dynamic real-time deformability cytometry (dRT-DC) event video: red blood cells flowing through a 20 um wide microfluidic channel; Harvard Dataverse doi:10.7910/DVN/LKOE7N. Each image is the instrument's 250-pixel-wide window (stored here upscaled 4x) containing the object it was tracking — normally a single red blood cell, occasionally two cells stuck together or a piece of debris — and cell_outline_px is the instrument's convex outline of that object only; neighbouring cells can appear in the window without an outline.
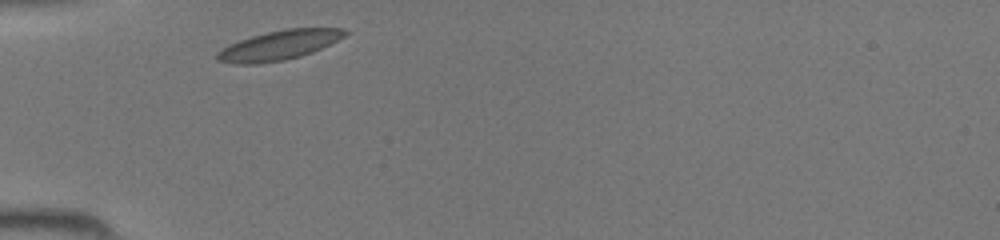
{"species": "common noctule bat (a hibernating species)", "species_latin": "Nyctalus noctula", "temperature_condition": "room temperature", "stored_images_in_passage": 25, "camera_frame_rate_fps": 3000, "um_per_image_px": 0.085, "animal": {"sex": "female", "body_mass_g": 19.5, "forearm_length_mm": 54.1}, "frame": {"image": 1, "passage_image": 1, "time_ms": 0.0, "image_size_px": [1000, 240], "cell_outline_px": [[348, 32], [344, 36], [312, 52], [300, 56], [284, 60], [256, 64], [236, 64], [216, 60], [216, 52], [228, 44], [252, 36], [284, 28], [344, 28]], "centroid_in_image_um": [23.67, 3.84], "position_along_channel_um": 61.3, "area_um2": 21.79}}
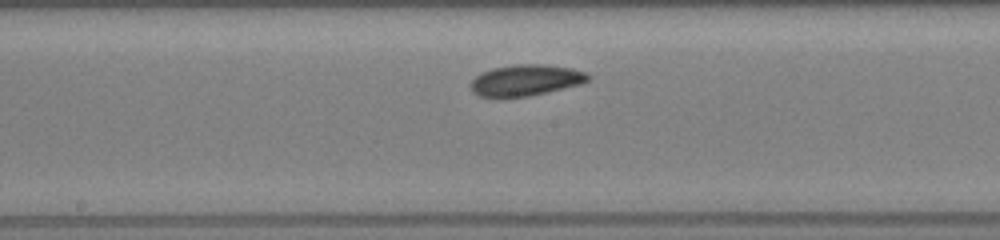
{"frame": {"image": 2, "passage_image": 11, "time_ms": 3.333, "image_size_px": [1000, 240], "cell_outline_px": [[592, 76], [588, 80], [580, 84], [528, 96], [500, 100], [480, 96], [472, 92], [468, 84], [476, 76], [492, 68], [516, 64], [544, 64], [572, 68], [584, 72]], "centroid_in_image_um": [44.61, 6.85], "position_along_channel_um": 203.6, "area_um2": 21.73}}
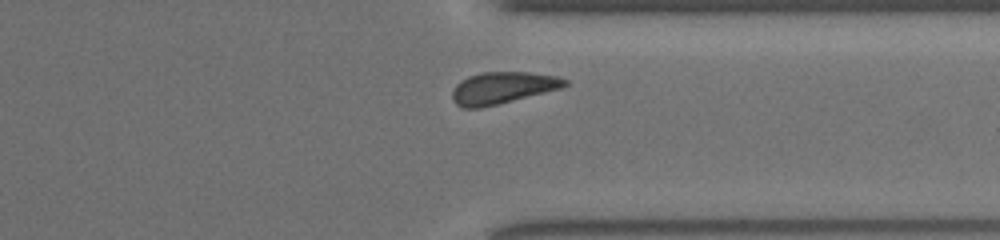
{"frame": {"image": 3, "passage_image": 22, "time_ms": 7.0, "image_size_px": [1000, 240], "cell_outline_px": [[568, 84], [560, 88], [480, 108], [464, 108], [456, 104], [452, 100], [452, 92], [456, 84], [460, 80], [468, 76], [480, 72], [528, 72], [556, 76], [568, 80]], "centroid_in_image_um": [42.66, 7.45], "position_along_channel_um": 368.7, "area_um2": 20.63}}